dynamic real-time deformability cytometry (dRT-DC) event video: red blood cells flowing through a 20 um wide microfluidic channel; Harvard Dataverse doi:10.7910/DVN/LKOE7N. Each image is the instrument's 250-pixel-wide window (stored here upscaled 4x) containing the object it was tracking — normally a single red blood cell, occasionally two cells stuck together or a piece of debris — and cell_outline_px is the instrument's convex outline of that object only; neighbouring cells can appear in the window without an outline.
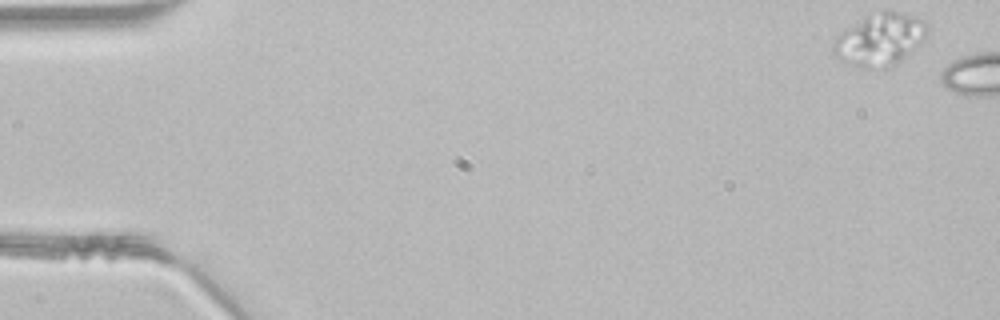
{"species": "common noctule bat (a hibernating species)", "species_latin": "Nyctalus noctula", "temperature_condition": "room temperature", "stored_images_in_passage": 5, "segment_of_instrument_passage": [1, 2], "camera_frame_rate_fps": 3000, "um_per_image_px": 0.085, "animal": {"sex": "male", "body_mass_g": 21.5, "forearm_length_mm": 52.0}, "frame": {"image": 1, "passage_image": 1, "time_ms": 0.0, "image_size_px": [1000, 320], "cell_outline_px": [[928, 32], [924, 40], [920, 44], [896, 64], [888, 68], [860, 68], [836, 56], [832, 52], [832, 40], [840, 32], [864, 16], [880, 12], [904, 12], [916, 16], [924, 20], [928, 24]], "centroid_in_image_um": [74.8, 3.36], "position_along_channel_um": 10.2, "area_um2": 28.67}}